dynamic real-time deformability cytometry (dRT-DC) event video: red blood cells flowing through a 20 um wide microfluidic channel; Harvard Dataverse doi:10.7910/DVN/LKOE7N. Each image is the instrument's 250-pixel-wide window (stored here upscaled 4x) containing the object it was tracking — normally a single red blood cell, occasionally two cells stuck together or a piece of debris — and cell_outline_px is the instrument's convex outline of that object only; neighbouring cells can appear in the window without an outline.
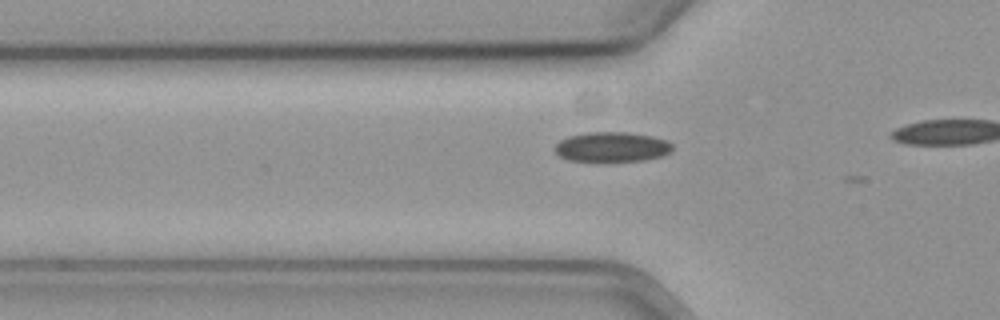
{"species": "common noctule bat (a hibernating species)", "species_latin": "Nyctalus noctula", "temperature_condition": "cold", "stored_images_in_passage": 7, "camera_frame_rate_fps": 3000, "um_per_image_px": 0.085, "animal": {"sex": "female", "body_mass_g": 19.3, "forearm_length_mm": 54.1}, "frame": {"image": 1, "passage_image": 4, "time_ms": 1.0, "image_size_px": [1000, 320], "cell_outline_px": [[672, 148], [668, 152], [660, 156], [644, 160], [568, 160], [560, 156], [556, 152], [556, 144], [560, 140], [568, 136], [584, 132], [628, 132], [652, 136], [668, 140], [672, 144]], "centroid_in_image_um": [52.01, 12.46], "position_along_channel_um": 73.8, "area_um2": 20.11}}